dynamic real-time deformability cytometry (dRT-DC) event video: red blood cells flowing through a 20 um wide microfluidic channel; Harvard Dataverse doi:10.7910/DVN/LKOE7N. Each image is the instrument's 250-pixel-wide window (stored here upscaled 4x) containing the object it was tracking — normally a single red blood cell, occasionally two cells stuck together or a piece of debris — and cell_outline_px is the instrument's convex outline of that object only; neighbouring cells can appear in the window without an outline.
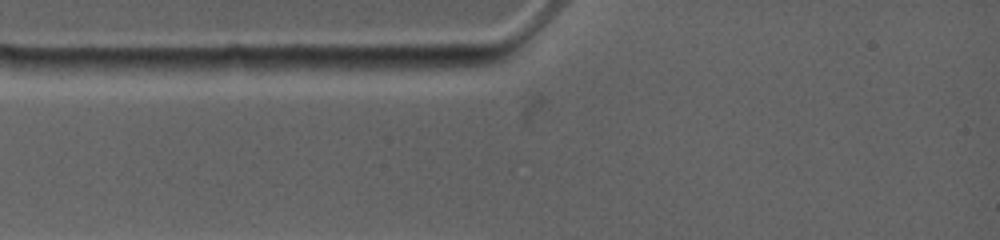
{"species": "common noctule bat (a hibernating species)", "species_latin": "Nyctalus noctula", "temperature_condition": "warm", "stored_images_in_passage": 1, "camera_frame_rate_fps": 4500, "um_per_image_px": 0.085, "animal": {"sex": "female", "body_mass_g": 19.0, "forearm_length_mm": 53.3}, "frame": {"image": 1, "passage_image": 1, "time_ms": 0.0, "image_size_px": [1000, 240], "cell_outline_px": [[244, 68], [212, 76], [116, 76], [96, 68], [100, 60], [228, 56], [244, 56]], "centroid_in_image_um": [14.68, 5.64], "position_along_channel_um": 70.3, "area_um2": 17.8}}